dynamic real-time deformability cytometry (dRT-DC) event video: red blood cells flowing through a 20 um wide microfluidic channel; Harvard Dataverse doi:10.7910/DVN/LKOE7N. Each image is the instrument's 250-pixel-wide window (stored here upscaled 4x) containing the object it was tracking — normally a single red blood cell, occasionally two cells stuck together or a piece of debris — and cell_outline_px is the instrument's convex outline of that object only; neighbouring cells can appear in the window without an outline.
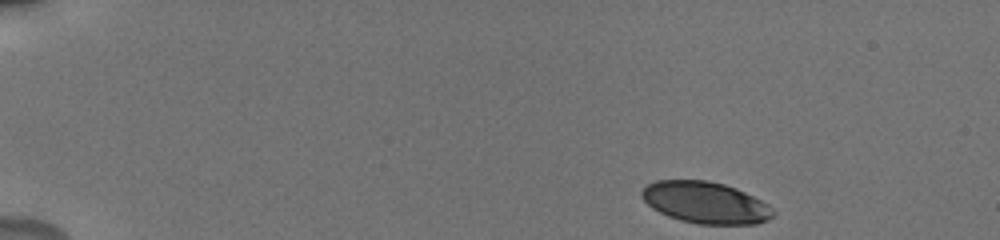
{"species": "human", "species_latin": "Homo sapiens", "temperature_condition": "cold", "stored_images_in_passage": 48, "camera_frame_rate_fps": 3000, "um_per_image_px": 0.085, "donor": {"sex": "male"}, "frame": {"image": 1, "passage_image": 1, "time_ms": 0.0, "image_size_px": [1000, 240], "cell_outline_px": [[776, 212], [768, 220], [756, 224], [700, 224], [680, 220], [668, 216], [652, 208], [640, 196], [640, 192], [648, 184], [656, 180], [708, 180], [724, 184], [736, 188], [768, 204]], "centroid_in_image_um": [59.96, 17.22], "position_along_channel_um": 25.0, "area_um2": 31.85}}
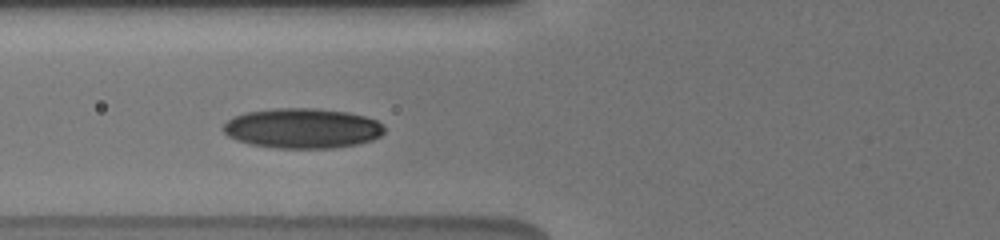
{"frame": {"image": 2, "passage_image": 16, "time_ms": 5.0, "image_size_px": [1000, 240], "cell_outline_px": [[384, 132], [380, 136], [372, 140], [356, 144], [332, 148], [276, 148], [252, 144], [236, 140], [228, 136], [220, 128], [232, 116], [244, 112], [276, 108], [316, 108], [348, 112], [364, 116], [376, 120], [384, 128]], "centroid_in_image_um": [25.66, 10.9], "position_along_channel_um": 100.1, "area_um2": 37.69}}
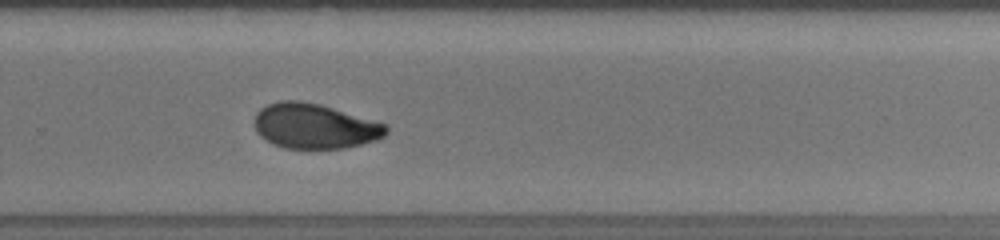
{"frame": {"image": 3, "passage_image": 32, "time_ms": 10.333, "image_size_px": [1000, 240], "cell_outline_px": [[388, 132], [384, 136], [376, 140], [344, 148], [284, 148], [272, 144], [260, 136], [256, 132], [256, 112], [260, 108], [268, 104], [280, 100], [300, 100], [320, 104], [388, 124]], "centroid_in_image_um": [26.75, 10.71], "position_along_channel_um": 303.0, "area_um2": 34.62}, "authors_computed_cell_mechanics": {"area_um2": 34.391, "velocity_mm_per_s": 3.8106, "shape_relaxation_time_tau1_ms": 9.5411, "shape_relaxation_time_tau2_ms": 1.8891, "deformation_change_tau1": 0.2001, "deformation_change_tau2": 0.0641}}